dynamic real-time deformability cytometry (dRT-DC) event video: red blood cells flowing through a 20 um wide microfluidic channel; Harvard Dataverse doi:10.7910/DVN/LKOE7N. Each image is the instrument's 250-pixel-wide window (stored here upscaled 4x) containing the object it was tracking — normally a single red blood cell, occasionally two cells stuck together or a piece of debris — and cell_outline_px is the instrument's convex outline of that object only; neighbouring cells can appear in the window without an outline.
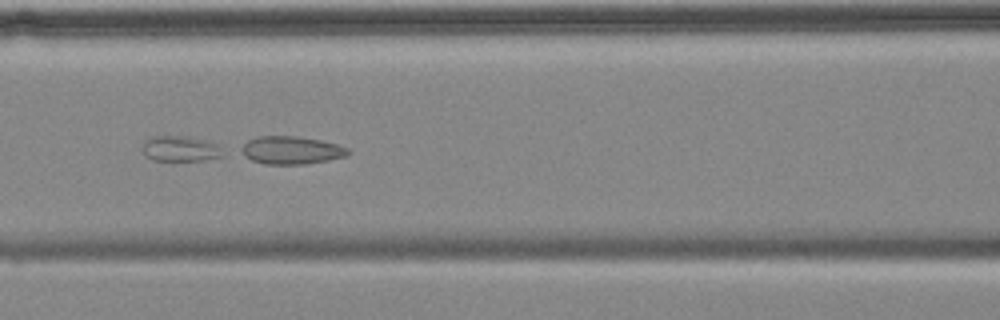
{"species": "common noctule bat (a hibernating species)", "species_latin": "Nyctalus noctula", "temperature_condition": "cold", "stored_images_in_passage": 8, "segment_of_instrument_passage": [1, 2], "camera_frame_rate_fps": 3000, "um_per_image_px": 0.085, "animal": {"sex": "female", "body_mass_g": 18.4}, "frame": {"image": 1, "passage_image": 5, "time_ms": 4.667, "image_size_px": [1000, 320], "cell_outline_px": [[352, 152], [348, 156], [328, 160], [304, 164], [264, 164], [152, 160], [144, 156], [140, 148], [148, 136], [296, 136], [320, 140], [336, 144], [348, 148]], "centroid_in_image_um": [20.57, 12.71], "position_along_channel_um": 146.0, "area_um2": 36.41}}